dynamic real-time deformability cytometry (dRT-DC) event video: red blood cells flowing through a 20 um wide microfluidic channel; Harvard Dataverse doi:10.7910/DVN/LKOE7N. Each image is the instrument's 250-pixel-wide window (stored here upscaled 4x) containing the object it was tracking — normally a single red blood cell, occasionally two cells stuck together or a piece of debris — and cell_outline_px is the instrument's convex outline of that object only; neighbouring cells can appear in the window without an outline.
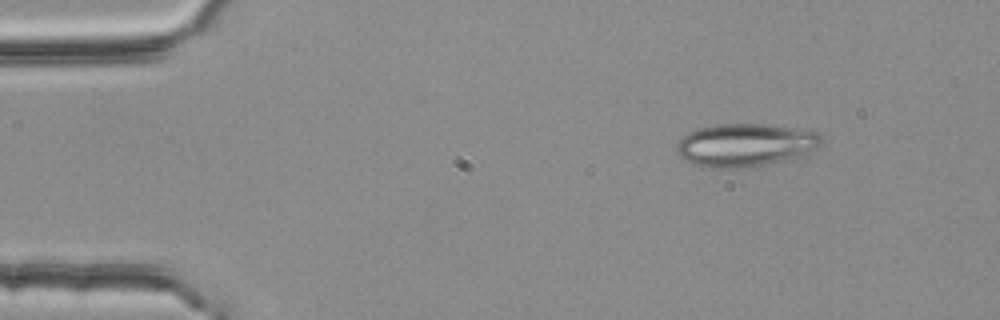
{"species": "common noctule bat (a hibernating species)", "species_latin": "Nyctalus noctula", "temperature_condition": "room temperature", "stored_images_in_passage": 3, "camera_frame_rate_fps": 3000, "um_per_image_px": 0.085, "animal": {"sex": "female", "body_mass_g": 25.1}, "frame": {"image": 1, "passage_image": 3, "time_ms": 0.667, "image_size_px": [1000, 320], "cell_outline_px": [[824, 140], [816, 148], [796, 156], [760, 164], [736, 168], [712, 168], [692, 164], [684, 160], [676, 152], [676, 148], [680, 140], [688, 132], [696, 128], [716, 124], [764, 124], [816, 132]], "centroid_in_image_um": [63.25, 12.31], "position_along_channel_um": 21.8, "area_um2": 35.49}}